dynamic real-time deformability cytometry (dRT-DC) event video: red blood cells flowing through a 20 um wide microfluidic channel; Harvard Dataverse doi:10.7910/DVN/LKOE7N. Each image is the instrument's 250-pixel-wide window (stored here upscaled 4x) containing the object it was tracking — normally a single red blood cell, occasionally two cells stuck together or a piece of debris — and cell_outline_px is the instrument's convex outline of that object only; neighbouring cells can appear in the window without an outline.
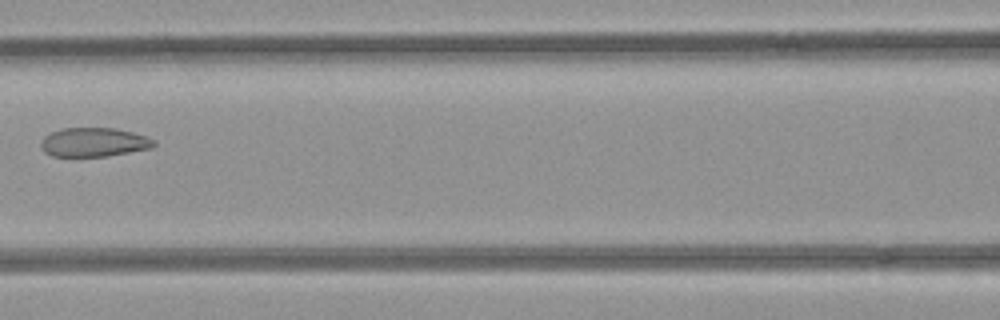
{"species": "common noctule bat (a hibernating species)", "species_latin": "Nyctalus noctula", "temperature_condition": "room temperature", "stored_images_in_passage": 6, "camera_frame_rate_fps": 3000, "um_per_image_px": 0.085, "animal": {"sex": "female", "body_mass_g": 21.9}, "frame": {"image": 1, "passage_image": 6, "time_ms": 1.667, "image_size_px": [1000, 320], "cell_outline_px": [[156, 144], [152, 148], [104, 156], [52, 156], [44, 152], [40, 148], [40, 140], [44, 136], [52, 132], [64, 128], [116, 128], [132, 132], [156, 140]], "centroid_in_image_um": [7.95, 12.08], "position_along_channel_um": 158.7, "area_um2": 19.07}}